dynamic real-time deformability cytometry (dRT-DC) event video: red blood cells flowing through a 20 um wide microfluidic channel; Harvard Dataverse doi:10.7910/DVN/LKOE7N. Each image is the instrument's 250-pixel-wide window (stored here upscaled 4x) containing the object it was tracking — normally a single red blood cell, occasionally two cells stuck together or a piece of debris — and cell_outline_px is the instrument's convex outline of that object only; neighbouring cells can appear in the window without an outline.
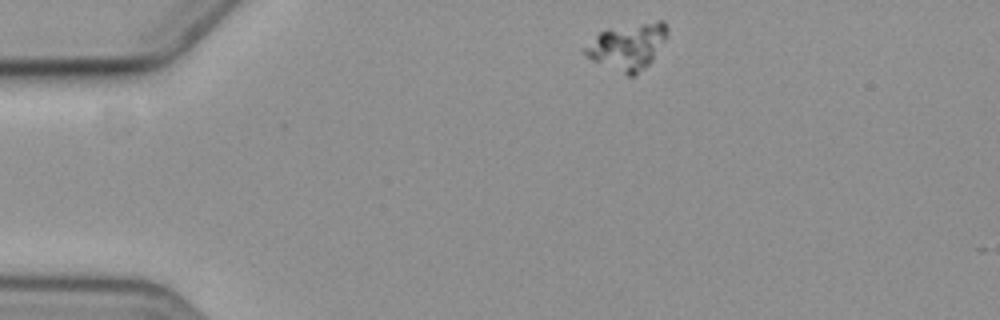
{"species": "common noctule bat (a hibernating species)", "species_latin": "Nyctalus noctula", "temperature_condition": "cold", "stored_images_in_passage": 2, "camera_frame_rate_fps": 3000, "um_per_image_px": 0.085, "animal": {"sex": "female", "body_mass_g": 19.3, "forearm_length_mm": 54.1}, "frame": {"image": 1, "passage_image": 1, "time_ms": 0.0, "image_size_px": [1000, 320], "cell_outline_px": [[668, 32], [664, 40], [652, 60], [636, 76], [628, 76], [592, 60], [580, 48], [600, 32], [608, 28], [656, 20], [664, 20], [668, 24]], "centroid_in_image_um": [53.34, 3.92], "position_along_channel_um": 31.7, "area_um2": 22.37}}